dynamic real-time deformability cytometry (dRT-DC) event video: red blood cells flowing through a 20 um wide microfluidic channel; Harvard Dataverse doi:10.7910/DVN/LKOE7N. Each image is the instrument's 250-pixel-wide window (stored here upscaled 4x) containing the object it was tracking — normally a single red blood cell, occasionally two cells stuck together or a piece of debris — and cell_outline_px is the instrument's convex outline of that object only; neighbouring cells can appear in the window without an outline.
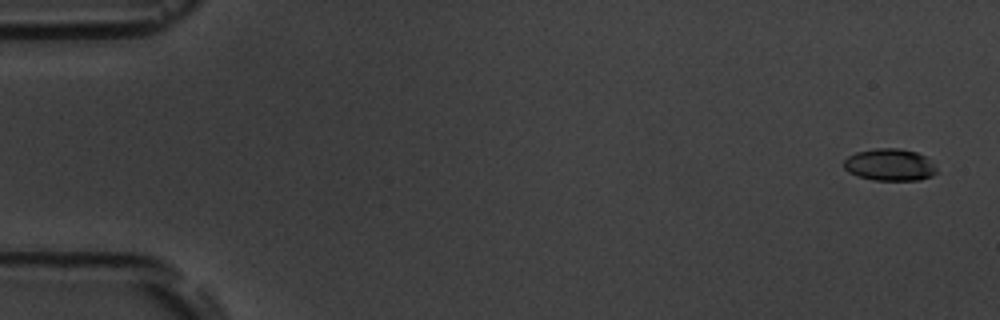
{"species": "common noctule bat (a hibernating species)", "species_latin": "Nyctalus noctula", "temperature_condition": "room temperature", "stored_images_in_passage": 6, "camera_frame_rate_fps": 3000, "um_per_image_px": 0.085, "animal": {"sex": "male", "body_mass_g": 19.5, "forearm_length_mm": 54.6}, "frame": {"image": 1, "passage_image": 1, "time_ms": 0.0, "image_size_px": [1000, 320], "cell_outline_px": [[940, 172], [932, 176], [920, 180], [872, 180], [856, 176], [848, 172], [844, 168], [844, 160], [848, 156], [856, 152], [876, 148], [900, 148], [916, 152], [924, 156]], "centroid_in_image_um": [75.62, 14.01], "position_along_channel_um": 9.4, "area_um2": 17.46}}
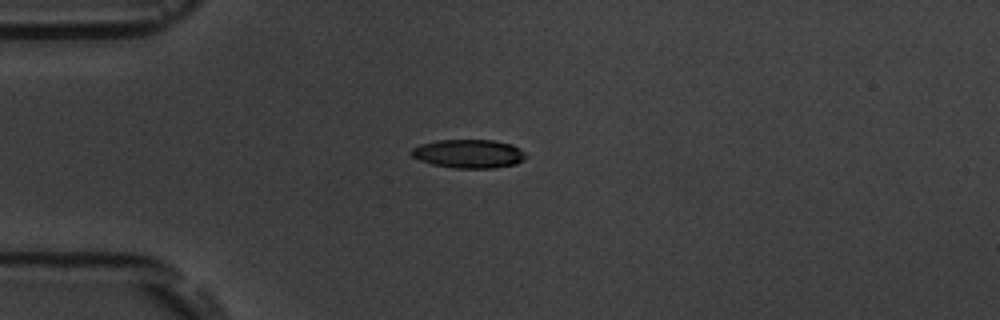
{"frame": {"image": 2, "passage_image": 5, "time_ms": 4.333, "image_size_px": [1000, 320], "cell_outline_px": [[528, 156], [524, 160], [516, 164], [496, 168], [452, 168], [432, 164], [420, 160], [412, 156], [412, 148], [420, 144], [436, 140], [492, 140], [512, 144], [524, 152]], "centroid_in_image_um": [39.87, 13.07], "position_along_channel_um": 45.1, "area_um2": 19.19}}